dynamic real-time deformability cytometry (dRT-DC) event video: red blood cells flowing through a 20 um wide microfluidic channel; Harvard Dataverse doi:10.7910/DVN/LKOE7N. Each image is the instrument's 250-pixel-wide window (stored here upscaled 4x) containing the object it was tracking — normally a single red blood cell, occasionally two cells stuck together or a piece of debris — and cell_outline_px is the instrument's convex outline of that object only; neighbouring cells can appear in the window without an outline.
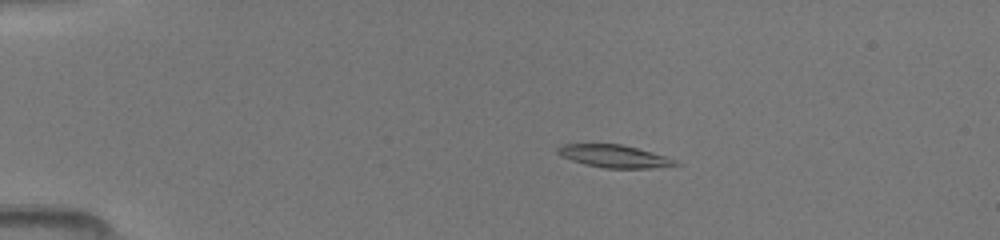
{"species": "common noctule bat (a hibernating species)", "species_latin": "Nyctalus noctula", "temperature_condition": "room temperature", "stored_images_in_passage": 49, "camera_frame_rate_fps": 3000, "um_per_image_px": 0.085, "animal": {"sex": "female", "body_mass_g": 19.5, "forearm_length_mm": 54.1}, "frame": {"image": 1, "passage_image": 10, "time_ms": 3.0, "image_size_px": [1000, 240], "cell_outline_px": [[680, 164], [652, 168], [604, 168], [584, 164], [560, 156], [556, 152], [556, 148], [560, 144], [620, 144], [636, 148], [664, 156], [676, 160]], "centroid_in_image_um": [52.13, 13.28], "position_along_channel_um": 32.9, "area_um2": 15.37}}
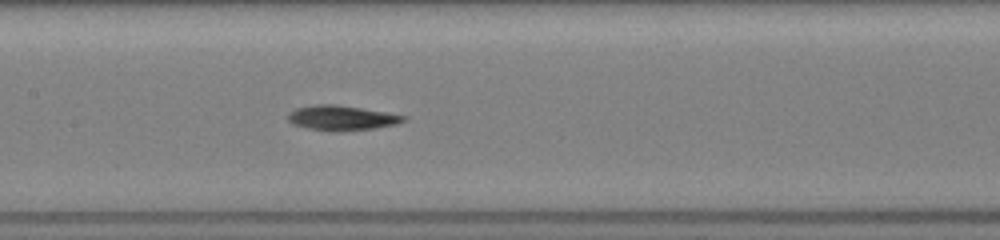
{"frame": {"image": 2, "passage_image": 25, "time_ms": 8.0, "image_size_px": [1000, 240], "cell_outline_px": [[408, 120], [396, 124], [376, 128], [340, 132], [332, 132], [308, 128], [292, 124], [288, 120], [288, 112], [296, 108], [316, 104], [336, 104], [408, 116]], "centroid_in_image_um": [29.04, 10.03], "position_along_channel_um": 178.4, "area_um2": 16.94}}
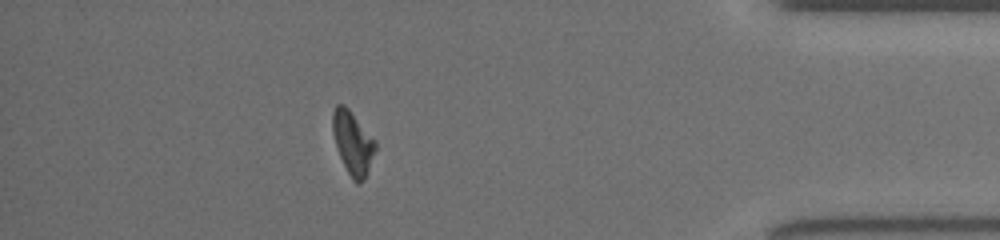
{"frame": {"image": 3, "passage_image": 44, "time_ms": 14.333, "image_size_px": [1000, 240], "cell_outline_px": [[376, 148], [364, 180], [356, 184], [352, 180], [336, 148], [332, 132], [332, 112], [336, 104], [344, 104], [348, 108], [376, 140]], "centroid_in_image_um": [29.97, 12.12], "position_along_channel_um": 405.2, "area_um2": 15.72}}